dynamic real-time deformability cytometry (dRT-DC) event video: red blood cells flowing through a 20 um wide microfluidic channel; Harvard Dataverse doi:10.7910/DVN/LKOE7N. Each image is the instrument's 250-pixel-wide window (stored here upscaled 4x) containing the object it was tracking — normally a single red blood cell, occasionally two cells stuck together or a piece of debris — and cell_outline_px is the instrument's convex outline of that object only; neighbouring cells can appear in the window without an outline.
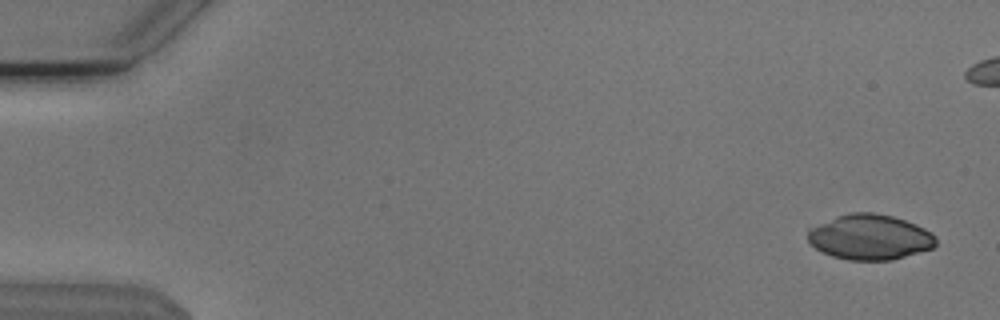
{"species": "Egyptian fruit bat (a non-hibernating species)", "species_latin": "Rousettus aegyptiacus", "temperature_condition": "cold", "stored_images_in_passage": 6, "camera_frame_rate_fps": 3000, "um_per_image_px": 0.085, "animal": {"sex": "male"}, "frame": {"image": 1, "passage_image": 1, "time_ms": 0.0, "image_size_px": [1000, 320], "cell_outline_px": [[936, 244], [932, 248], [892, 260], [848, 260], [832, 256], [820, 252], [808, 240], [808, 228], [836, 216], [852, 212], [872, 212], [892, 216], [916, 224], [932, 232], [936, 236]], "centroid_in_image_um": [73.93, 20.15], "position_along_channel_um": 11.1, "area_um2": 33.87}}